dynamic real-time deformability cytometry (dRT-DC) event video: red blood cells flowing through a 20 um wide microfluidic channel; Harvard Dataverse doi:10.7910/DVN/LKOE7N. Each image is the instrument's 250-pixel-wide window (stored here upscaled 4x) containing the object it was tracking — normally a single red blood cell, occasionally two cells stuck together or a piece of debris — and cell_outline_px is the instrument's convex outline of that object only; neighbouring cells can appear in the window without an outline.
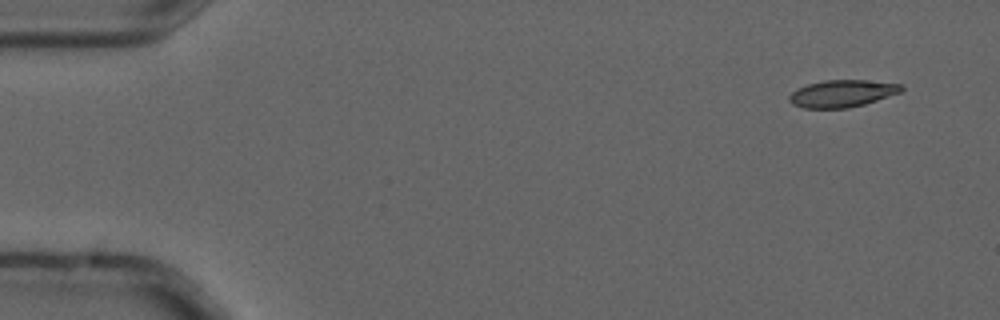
{"species": "common noctule bat (a hibernating species)", "species_latin": "Nyctalus noctula", "temperature_condition": "cold", "stored_images_in_passage": 5, "camera_frame_rate_fps": 3000, "um_per_image_px": 0.085, "animal": {"sex": "male", "forearm_length_mm": 52.5}, "frame": {"image": 1, "passage_image": 1, "time_ms": 0.0, "image_size_px": [1000, 320], "cell_outline_px": [[904, 88], [900, 92], [864, 104], [848, 108], [804, 108], [792, 104], [788, 100], [788, 96], [792, 92], [808, 84], [824, 80], [868, 80], [904, 84]], "centroid_in_image_um": [71.59, 7.94], "position_along_channel_um": 13.4, "area_um2": 17.69}}
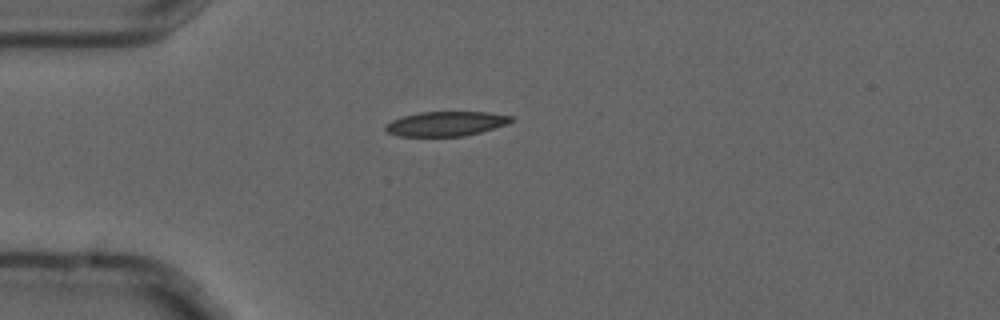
{"frame": {"image": 2, "passage_image": 4, "time_ms": 1.0, "image_size_px": [1000, 320], "cell_outline_px": [[516, 120], [508, 124], [480, 132], [464, 136], [400, 136], [388, 132], [384, 128], [392, 120], [404, 116], [420, 112], [488, 112], [512, 116]], "centroid_in_image_um": [37.97, 10.51], "position_along_channel_um": 47.0, "area_um2": 17.92}}